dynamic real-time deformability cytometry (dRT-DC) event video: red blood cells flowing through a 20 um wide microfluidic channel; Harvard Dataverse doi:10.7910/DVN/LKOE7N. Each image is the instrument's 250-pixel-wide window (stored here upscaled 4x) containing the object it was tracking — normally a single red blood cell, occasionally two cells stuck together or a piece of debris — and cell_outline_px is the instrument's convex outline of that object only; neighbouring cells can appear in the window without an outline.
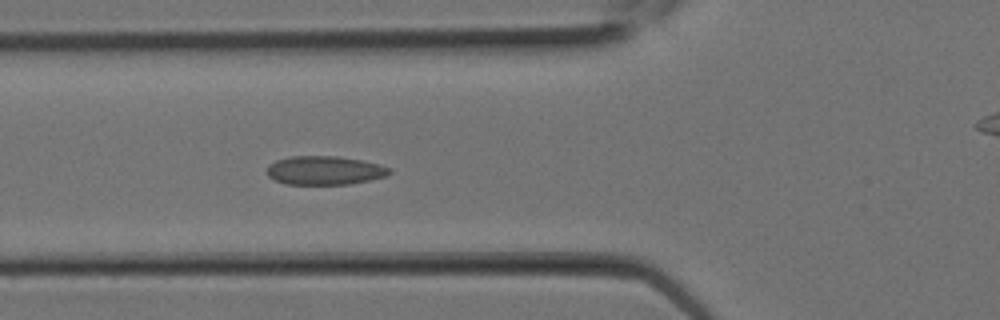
{"species": "Egyptian fruit bat (a non-hibernating species)", "species_latin": "Rousettus aegyptiacus", "temperature_condition": "room temperature", "stored_images_in_passage": 8, "camera_frame_rate_fps": 3000, "um_per_image_px": 0.085, "animal": {"sex": "female"}, "frame": {"image": 1, "passage_image": 7, "time_ms": 2.0, "image_size_px": [1000, 320], "cell_outline_px": [[392, 172], [384, 176], [368, 180], [348, 184], [288, 184], [276, 180], [268, 176], [268, 164], [276, 160], [288, 156], [336, 156], [360, 160], [380, 164], [392, 168]], "centroid_in_image_um": [27.59, 14.47], "position_along_channel_um": 98.2, "area_um2": 20.4}}